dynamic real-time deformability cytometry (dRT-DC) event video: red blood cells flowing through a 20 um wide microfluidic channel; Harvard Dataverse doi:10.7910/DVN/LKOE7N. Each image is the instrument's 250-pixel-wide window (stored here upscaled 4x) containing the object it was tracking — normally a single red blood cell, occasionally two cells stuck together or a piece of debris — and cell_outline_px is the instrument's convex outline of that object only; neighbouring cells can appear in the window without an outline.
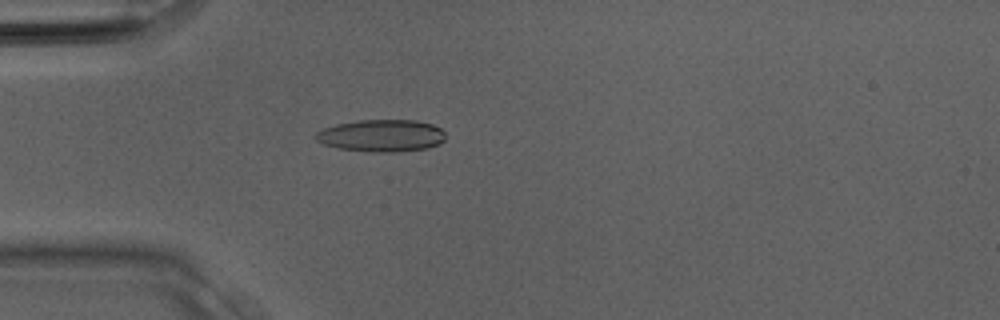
{"species": "Egyptian fruit bat (a non-hibernating species)", "species_latin": "Rousettus aegyptiacus", "temperature_condition": "room temperature", "stored_images_in_passage": 33, "camera_frame_rate_fps": 3000, "um_per_image_px": 0.085, "animal": {"sex": "male"}, "frame": {"image": 1, "passage_image": 10, "time_ms": 3.0, "image_size_px": [1000, 320], "cell_outline_px": [[444, 140], [440, 144], [428, 148], [396, 152], [372, 152], [340, 148], [324, 144], [316, 140], [312, 136], [316, 132], [324, 128], [336, 124], [356, 120], [416, 120], [432, 124], [440, 128], [444, 132]], "centroid_in_image_um": [32.42, 11.52], "position_along_channel_um": 52.6, "area_um2": 24.45}}
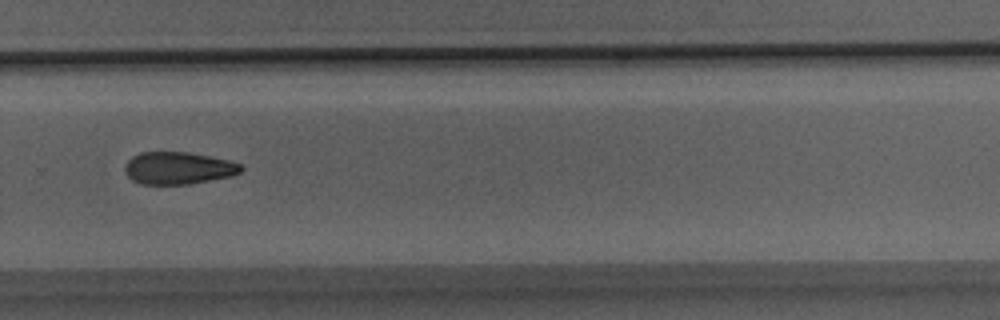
{"frame": {"image": 2, "passage_image": 23, "time_ms": 7.333, "image_size_px": [1000, 320], "cell_outline_px": [[244, 168], [240, 172], [232, 176], [188, 184], [140, 184], [132, 180], [124, 172], [124, 164], [132, 156], [140, 152], [188, 152], [228, 160], [240, 164]], "centroid_in_image_um": [15.12, 14.29], "position_along_channel_um": 314.7, "area_um2": 21.91}}
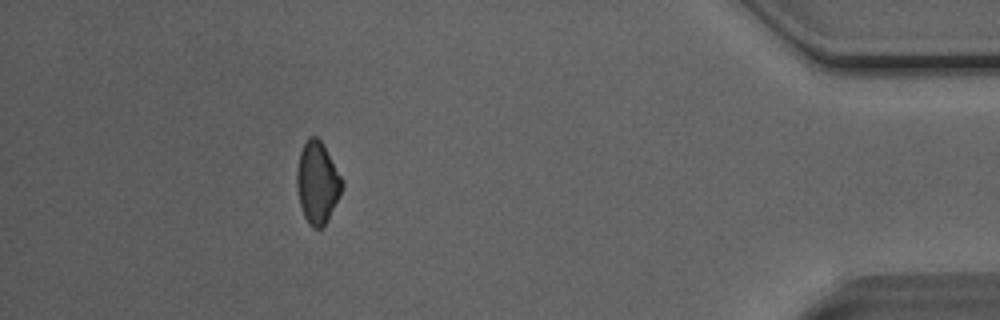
{"frame": {"image": 3, "passage_image": 30, "time_ms": 9.667, "image_size_px": [1000, 320], "cell_outline_px": [[344, 184], [340, 196], [328, 220], [320, 228], [312, 228], [308, 224], [304, 216], [300, 204], [296, 188], [296, 168], [300, 152], [308, 136], [316, 136], [320, 140], [344, 180]], "centroid_in_image_um": [26.97, 15.53], "position_along_channel_um": 408.2, "area_um2": 21.73}}